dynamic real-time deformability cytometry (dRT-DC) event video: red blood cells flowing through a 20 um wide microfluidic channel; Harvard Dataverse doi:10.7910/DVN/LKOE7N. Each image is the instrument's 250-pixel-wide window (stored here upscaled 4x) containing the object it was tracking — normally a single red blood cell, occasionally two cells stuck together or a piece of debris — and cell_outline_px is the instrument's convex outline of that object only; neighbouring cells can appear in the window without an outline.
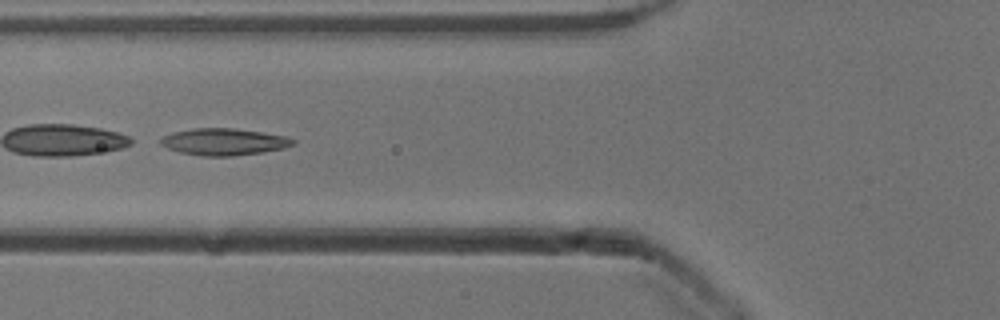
{"species": "common noctule bat (a hibernating species)", "species_latin": "Nyctalus noctula", "temperature_condition": "cold", "stored_images_in_passage": 8, "camera_frame_rate_fps": 3000, "um_per_image_px": 0.085, "animal": {"sex": "male", "body_mass_g": 13.3}, "frame": {"image": 1, "passage_image": 5, "time_ms": 1.333, "image_size_px": [1000, 320], "cell_outline_px": [[296, 140], [292, 144], [284, 148], [264, 152], [232, 156], [204, 156], [180, 152], [168, 148], [160, 144], [160, 136], [172, 132], [192, 128], [232, 128], [288, 136]], "centroid_in_image_um": [19.0, 12.05], "position_along_channel_um": 106.8, "area_um2": 20.75}}
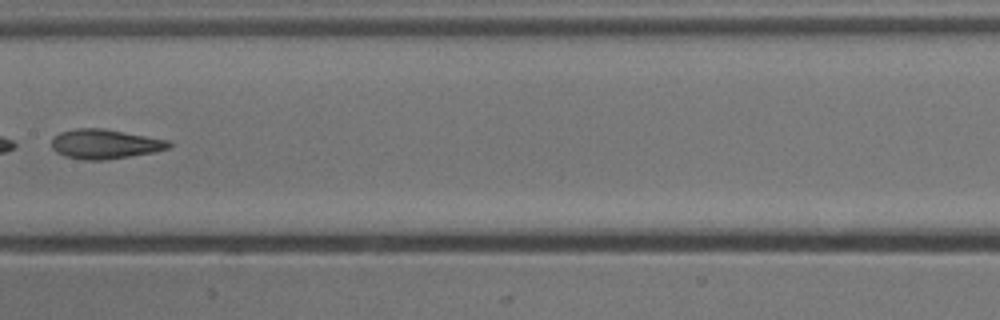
{"frame": {"image": 2, "passage_image": 7, "time_ms": 2.0, "image_size_px": [1000, 320], "cell_outline_px": [[172, 144], [168, 148], [152, 152], [104, 160], [84, 160], [64, 156], [56, 152], [52, 148], [52, 140], [60, 132], [76, 128], [104, 128], [168, 140]], "centroid_in_image_um": [8.89, 12.24], "position_along_channel_um": 198.5, "area_um2": 20.0}}
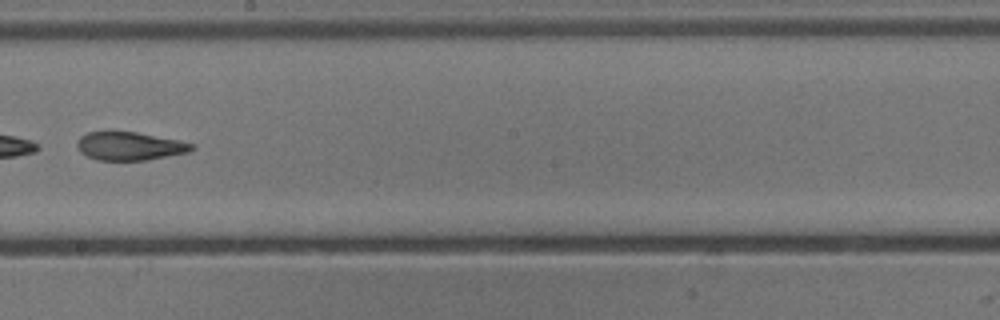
{"frame": {"image": 3, "passage_image": 8, "time_ms": 2.333, "image_size_px": [1000, 320], "cell_outline_px": [[196, 148], [188, 152], [148, 160], [96, 160], [80, 152], [76, 144], [76, 140], [80, 136], [88, 132], [136, 132], [196, 144]], "centroid_in_image_um": [11.01, 12.42], "position_along_channel_um": 237.2, "area_um2": 18.84}}